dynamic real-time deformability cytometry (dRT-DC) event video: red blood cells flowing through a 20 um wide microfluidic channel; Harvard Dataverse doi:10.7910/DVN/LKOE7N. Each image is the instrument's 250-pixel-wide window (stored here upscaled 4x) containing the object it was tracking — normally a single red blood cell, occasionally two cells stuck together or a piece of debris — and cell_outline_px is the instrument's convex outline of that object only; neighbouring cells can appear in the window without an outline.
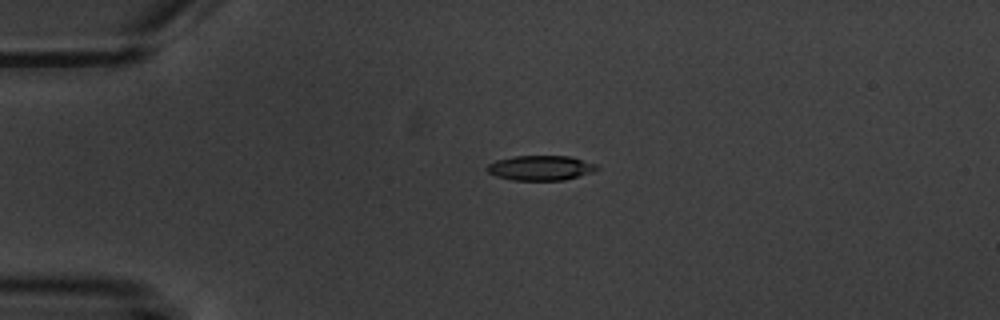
{"species": "common noctule bat (a hibernating species)", "species_latin": "Nyctalus noctula", "temperature_condition": "warm", "stored_images_in_passage": 4, "camera_frame_rate_fps": 3000, "um_per_image_px": 0.085, "animal": {"sex": "male", "body_mass_g": 20.1, "forearm_length_mm": 53.5}, "frame": {"image": 1, "passage_image": 3, "time_ms": 2.333, "image_size_px": [1000, 320], "cell_outline_px": [[600, 168], [592, 172], [564, 180], [512, 180], [496, 176], [488, 172], [488, 164], [496, 160], [512, 156], [572, 156], [596, 164]], "centroid_in_image_um": [45.96, 14.26], "position_along_channel_um": 39.0, "area_um2": 15.9}}